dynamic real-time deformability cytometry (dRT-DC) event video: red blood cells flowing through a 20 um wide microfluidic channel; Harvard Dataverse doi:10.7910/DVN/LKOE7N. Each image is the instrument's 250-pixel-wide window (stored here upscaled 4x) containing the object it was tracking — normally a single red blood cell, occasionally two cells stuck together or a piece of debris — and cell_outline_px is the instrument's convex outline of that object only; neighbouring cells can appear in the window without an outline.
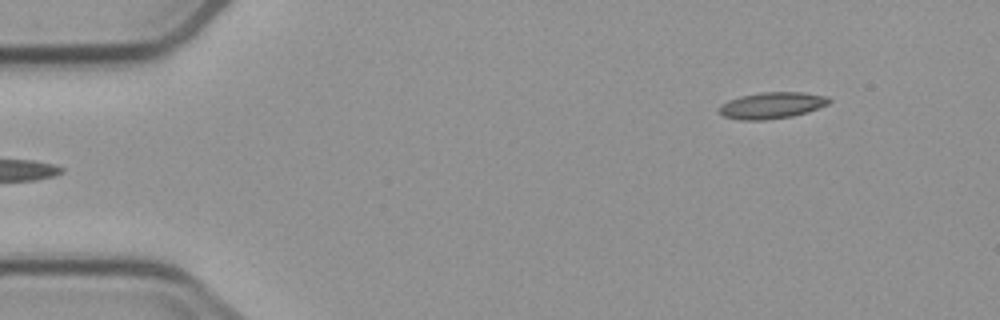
{"species": "common noctule bat (a hibernating species)", "species_latin": "Nyctalus noctula", "temperature_condition": "cold", "stored_images_in_passage": 5, "segment_of_instrument_passage": [2, 2], "camera_frame_rate_fps": 3000, "um_per_image_px": 0.085, "animal": {"sex": "male", "body_mass_g": 23.1, "forearm_length_mm": 52.7}, "frame": {"image": 1, "passage_image": 5, "time_ms": 4.667, "image_size_px": [1000, 320], "cell_outline_px": [[832, 100], [828, 104], [808, 112], [792, 116], [764, 120], [740, 120], [724, 116], [716, 112], [716, 108], [720, 104], [728, 100], [740, 96], [760, 92], [804, 92], [828, 96]], "centroid_in_image_um": [65.57, 8.95], "position_along_channel_um": 19.4, "area_um2": 17.22}}